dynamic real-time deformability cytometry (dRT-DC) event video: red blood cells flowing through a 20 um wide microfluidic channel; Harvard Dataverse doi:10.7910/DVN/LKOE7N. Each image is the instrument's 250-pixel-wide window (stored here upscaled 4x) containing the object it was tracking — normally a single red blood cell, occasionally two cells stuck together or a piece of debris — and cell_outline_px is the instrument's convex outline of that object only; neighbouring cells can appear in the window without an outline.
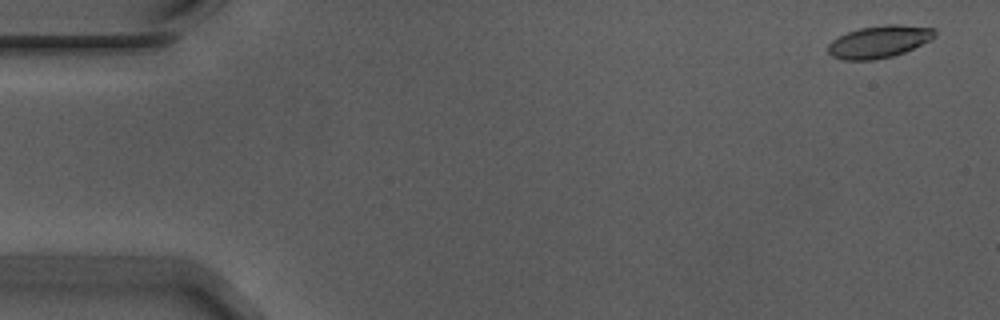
{"species": "Egyptian fruit bat (a non-hibernating species)", "species_latin": "Rousettus aegyptiacus", "temperature_condition": "warm", "stored_images_in_passage": 56, "camera_frame_rate_fps": 3000, "um_per_image_px": 0.085, "animal": {"sex": "male"}, "frame": {"image": 1, "passage_image": 3, "time_ms": 0.667, "image_size_px": [1000, 320], "cell_outline_px": [[936, 36], [932, 40], [904, 52], [892, 56], [872, 60], [844, 60], [832, 56], [828, 52], [828, 44], [832, 40], [848, 32], [860, 28], [884, 24], [896, 24], [936, 28]], "centroid_in_image_um": [74.76, 3.54], "position_along_channel_um": 10.2, "area_um2": 20.11}}
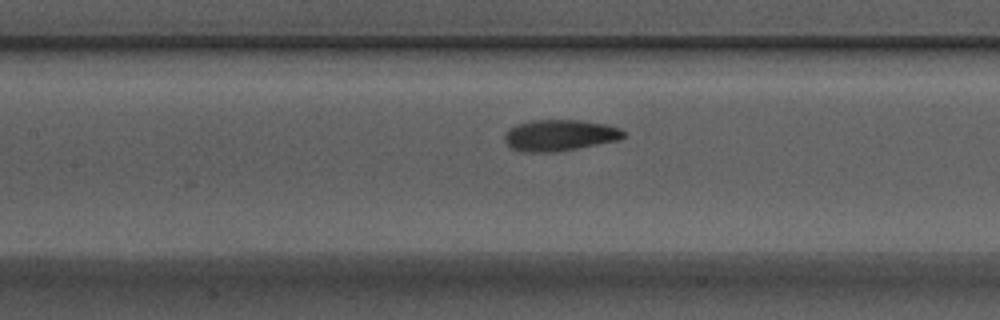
{"frame": {"image": 2, "passage_image": 26, "time_ms": 8.333, "image_size_px": [1000, 320], "cell_outline_px": [[624, 136], [616, 140], [556, 152], [520, 152], [512, 148], [504, 140], [504, 136], [508, 128], [516, 124], [532, 120], [584, 120], [604, 124], [620, 128], [624, 132]], "centroid_in_image_um": [47.51, 11.49], "position_along_channel_um": 159.9, "area_um2": 21.56}}
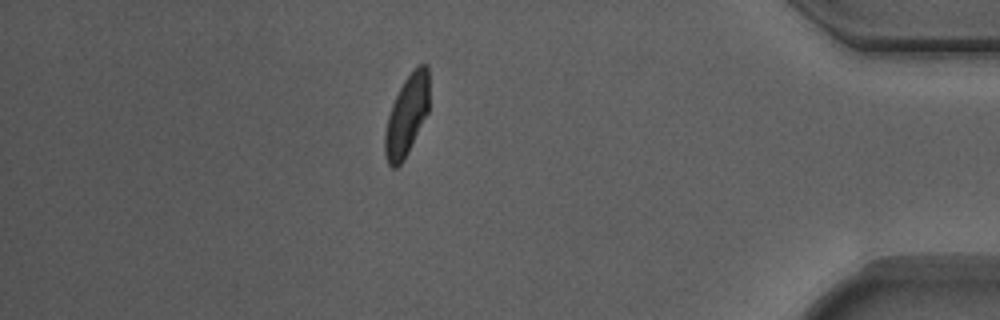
{"frame": {"image": 3, "passage_image": 49, "time_ms": 16.0, "image_size_px": [1000, 320], "cell_outline_px": [[428, 112], [404, 160], [396, 168], [392, 168], [388, 164], [384, 152], [384, 132], [388, 116], [392, 104], [404, 80], [420, 64], [428, 64]], "centroid_in_image_um": [34.55, 9.85], "position_along_channel_um": 400.6, "area_um2": 20.52}, "authors_computed_cell_mechanics": {"area_um2": 21.0681, "velocity_mm_per_s": 3.7093, "shape_relaxation_time_tau1_ms": 3.7243, "shape_relaxation_time_tau2_ms": 1.8137, "deformation_change_tau1": 0.1749, "deformation_change_tau2": 0.0775}}